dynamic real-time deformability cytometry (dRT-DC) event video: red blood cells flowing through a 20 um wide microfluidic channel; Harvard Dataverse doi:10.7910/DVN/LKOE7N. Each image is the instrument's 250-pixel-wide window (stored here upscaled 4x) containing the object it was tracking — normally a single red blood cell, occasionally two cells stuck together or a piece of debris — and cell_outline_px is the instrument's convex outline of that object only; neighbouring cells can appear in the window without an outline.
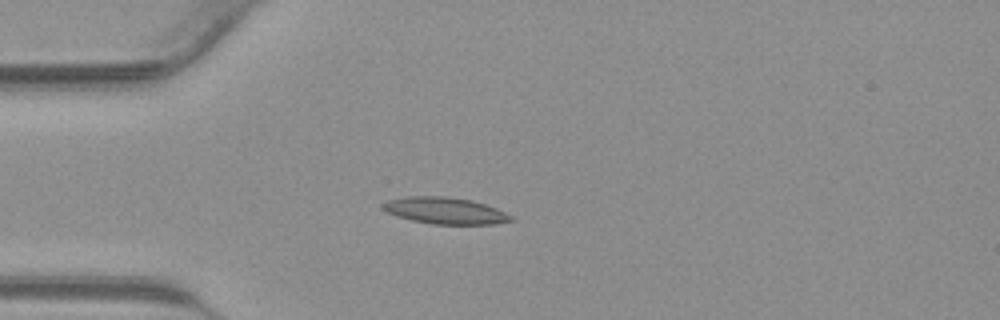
{"species": "common noctule bat (a hibernating species)", "species_latin": "Nyctalus noctula", "temperature_condition": "warm", "stored_images_in_passage": 32, "camera_frame_rate_fps": 3000, "um_per_image_px": 0.085, "animal": {"sex": "male", "body_mass_g": 23.1, "forearm_length_mm": 52.7}, "frame": {"image": 1, "passage_image": 1, "time_ms": 0.0, "image_size_px": [1000, 320], "cell_outline_px": [[516, 220], [492, 224], [432, 224], [412, 220], [396, 216], [388, 212], [380, 204], [388, 200], [404, 196], [448, 196], [472, 200], [496, 208], [512, 216]], "centroid_in_image_um": [37.83, 17.9], "position_along_channel_um": 47.2, "area_um2": 19.88}}
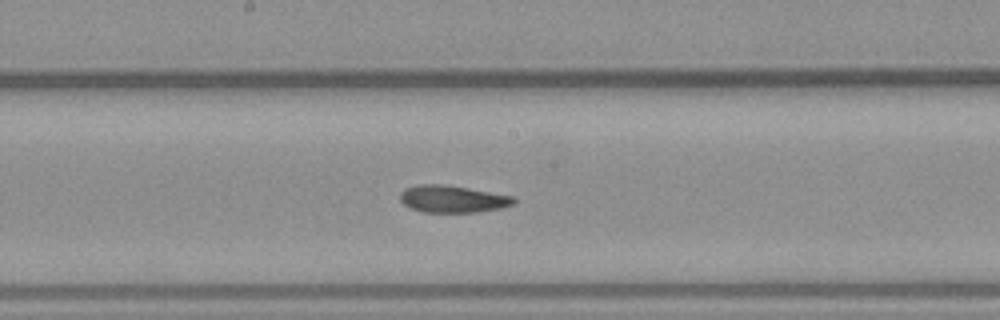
{"frame": {"image": 2, "passage_image": 12, "time_ms": 3.667, "image_size_px": [1000, 320], "cell_outline_px": [[516, 204], [500, 208], [476, 212], [424, 212], [408, 208], [400, 200], [400, 192], [404, 188], [416, 184], [444, 184], [468, 188], [512, 196], [516, 200]], "centroid_in_image_um": [38.43, 16.91], "position_along_channel_um": 209.8, "area_um2": 18.09}}
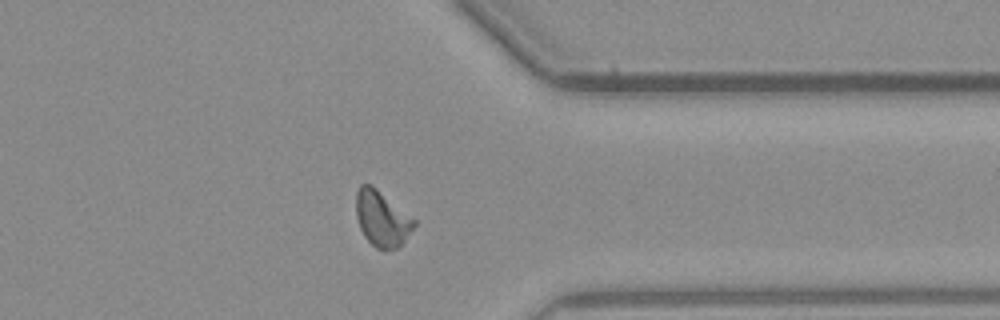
{"frame": {"image": 3, "passage_image": 23, "time_ms": 7.333, "image_size_px": [1000, 320], "cell_outline_px": [[416, 224], [404, 240], [396, 248], [376, 248], [364, 236], [360, 228], [356, 216], [356, 192], [360, 184], [368, 184], [376, 188], [416, 220]], "centroid_in_image_um": [32.44, 18.56], "position_along_channel_um": 379.0, "area_um2": 18.38}}